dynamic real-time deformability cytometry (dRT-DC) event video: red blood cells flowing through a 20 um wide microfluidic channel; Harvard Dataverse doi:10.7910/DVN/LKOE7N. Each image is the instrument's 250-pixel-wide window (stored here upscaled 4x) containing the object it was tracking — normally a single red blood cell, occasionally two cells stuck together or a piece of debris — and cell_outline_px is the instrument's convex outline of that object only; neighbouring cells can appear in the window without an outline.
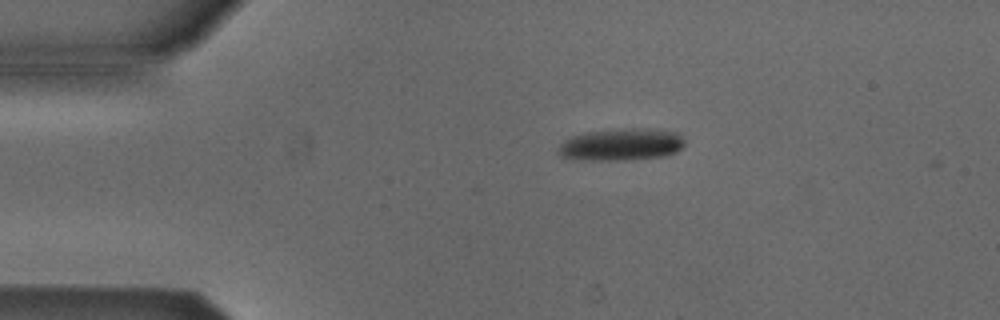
{"species": "Egyptian fruit bat (a non-hibernating species)", "species_latin": "Rousettus aegyptiacus", "temperature_condition": "cold", "stored_images_in_passage": 4, "camera_frame_rate_fps": 3000, "um_per_image_px": 0.085, "animal": {"sex": "male"}, "frame": {"image": 1, "passage_image": 1, "time_ms": 0.0, "image_size_px": [1000, 320], "cell_outline_px": [[684, 144], [676, 152], [664, 156], [632, 160], [572, 160], [560, 156], [556, 148], [564, 140], [572, 136], [588, 132], [632, 128], [640, 128], [676, 132], [684, 140]], "centroid_in_image_um": [52.75, 12.31], "position_along_channel_um": 32.2, "area_um2": 23.7}}
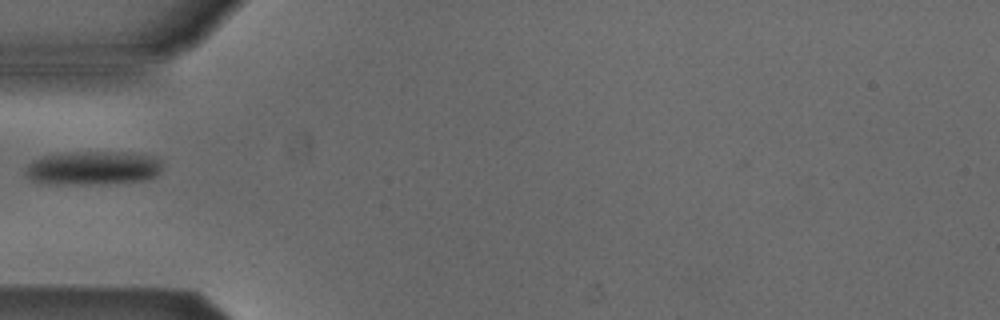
{"frame": {"image": 2, "passage_image": 3, "time_ms": 0.667, "image_size_px": [1000, 320], "cell_outline_px": [[160, 172], [156, 176], [148, 180], [80, 184], [32, 180], [24, 172], [24, 168], [32, 160], [40, 156], [68, 152], [132, 152], [156, 156], [160, 160]], "centroid_in_image_um": [7.94, 14.24], "position_along_channel_um": 77.1, "area_um2": 26.7}}